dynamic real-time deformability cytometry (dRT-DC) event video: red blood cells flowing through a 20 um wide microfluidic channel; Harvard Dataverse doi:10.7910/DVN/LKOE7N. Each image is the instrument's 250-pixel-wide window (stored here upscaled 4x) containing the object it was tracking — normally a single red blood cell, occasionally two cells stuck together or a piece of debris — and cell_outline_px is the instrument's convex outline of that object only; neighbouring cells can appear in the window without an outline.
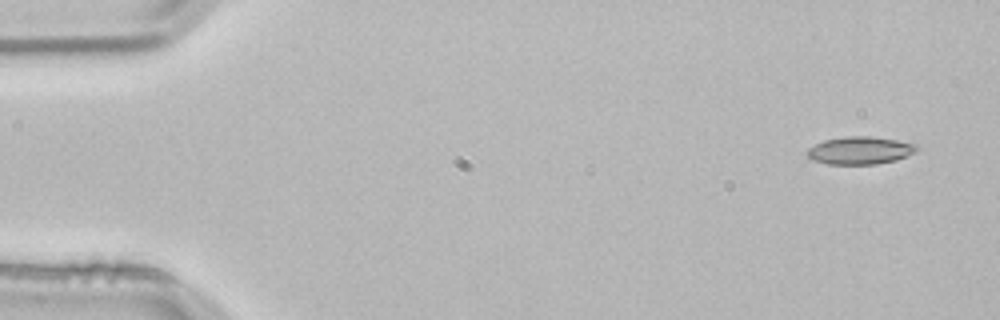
{"species": "common noctule bat (a hibernating species)", "species_latin": "Nyctalus noctula", "temperature_condition": "room temperature", "stored_images_in_passage": 3, "camera_frame_rate_fps": 3000, "um_per_image_px": 0.085, "animal": {"sex": "male", "body_mass_g": 21.5, "forearm_length_mm": 52.0}, "frame": {"image": 1, "passage_image": 1, "time_ms": 0.0, "image_size_px": [1000, 320], "cell_outline_px": [[920, 148], [916, 152], [908, 156], [896, 160], [876, 164], [828, 164], [812, 160], [808, 156], [808, 148], [824, 140], [848, 136], [868, 136], [896, 140], [916, 144]], "centroid_in_image_um": [73.14, 12.79], "position_along_channel_um": 11.9, "area_um2": 17.63}}
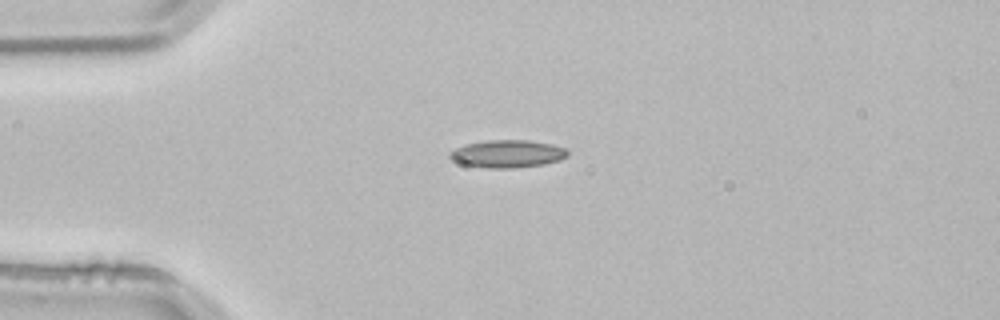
{"frame": {"image": 2, "passage_image": 3, "time_ms": 0.667, "image_size_px": [1000, 320], "cell_outline_px": [[568, 156], [560, 160], [544, 164], [512, 168], [488, 168], [464, 164], [452, 160], [448, 156], [448, 152], [464, 144], [484, 140], [528, 140], [552, 144], [564, 148], [568, 152]], "centroid_in_image_um": [43.11, 13.06], "position_along_channel_um": 41.9, "area_um2": 19.02}}